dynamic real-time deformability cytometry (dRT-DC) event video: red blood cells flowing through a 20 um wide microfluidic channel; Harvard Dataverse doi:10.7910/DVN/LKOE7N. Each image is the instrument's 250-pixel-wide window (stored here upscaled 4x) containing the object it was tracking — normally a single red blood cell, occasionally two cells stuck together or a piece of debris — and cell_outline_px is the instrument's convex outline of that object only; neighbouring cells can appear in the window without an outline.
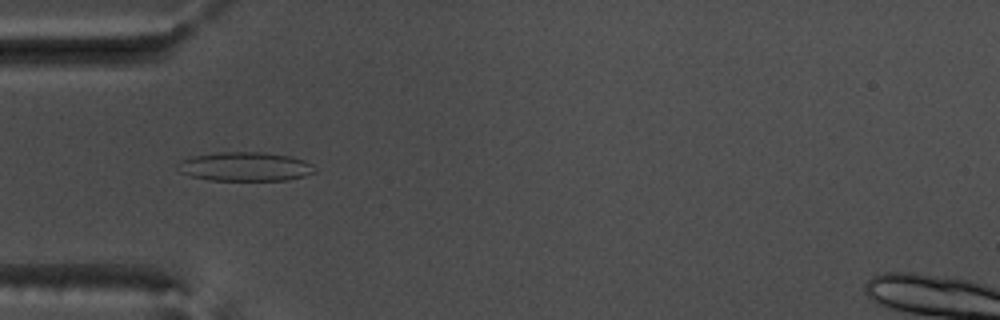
{"species": "common noctule bat (a hibernating species)", "species_latin": "Nyctalus noctula", "temperature_condition": "warm", "stored_images_in_passage": 48, "camera_frame_rate_fps": 3000, "um_per_image_px": 0.085, "animal": {"sex": "male", "body_mass_g": 17.5, "forearm_length_mm": 52.3}, "frame": {"image": 1, "passage_image": 11, "time_ms": 3.333, "image_size_px": [1000, 320], "cell_outline_px": [[316, 172], [304, 176], [288, 180], [208, 180], [192, 176], [180, 172], [176, 168], [176, 164], [180, 160], [188, 156], [216, 152], [264, 152], [288, 156], [304, 160], [312, 164]], "centroid_in_image_um": [20.78, 14.15], "position_along_channel_um": 64.2, "area_um2": 23.41}}
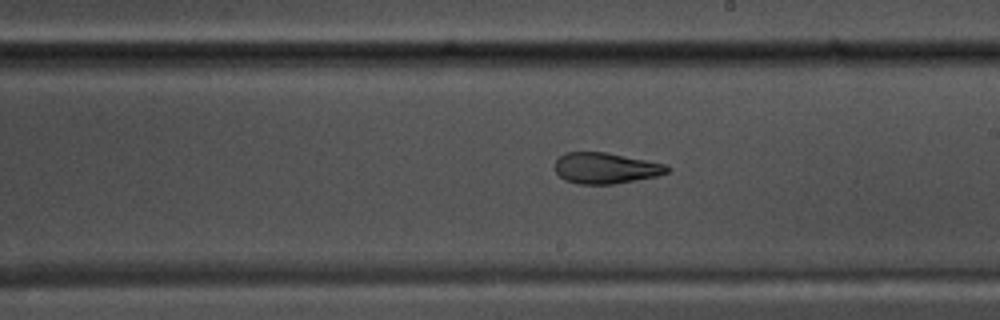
{"frame": {"image": 2, "passage_image": 25, "time_ms": 8.0, "image_size_px": [1000, 320], "cell_outline_px": [[672, 168], [668, 172], [656, 176], [636, 180], [612, 184], [580, 184], [564, 180], [552, 168], [556, 160], [564, 152], [608, 152], [668, 164]], "centroid_in_image_um": [51.48, 14.28], "position_along_channel_um": 237.5, "area_um2": 20.58}}
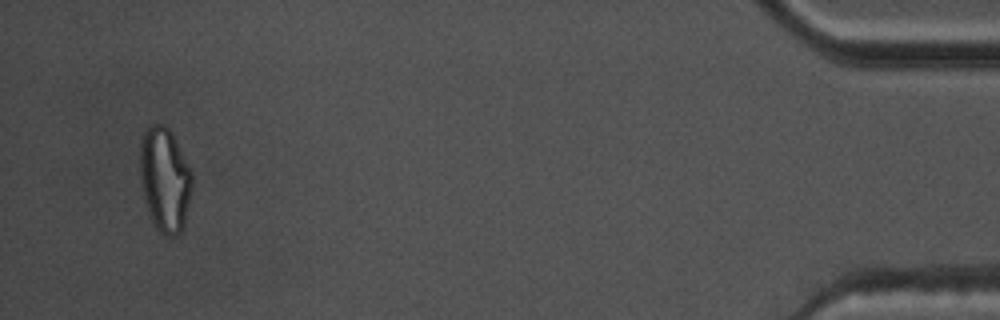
{"frame": {"image": 3, "passage_image": 46, "time_ms": 15.0, "image_size_px": [1000, 320], "cell_outline_px": [[192, 188], [184, 224], [180, 232], [176, 236], [164, 236], [156, 228], [152, 220], [144, 196], [140, 176], [140, 144], [144, 132], [152, 124], [164, 124], [172, 132], [192, 172]], "centroid_in_image_um": [14.02, 15.25], "position_along_channel_um": 421.2, "area_um2": 31.5}, "authors_computed_cell_mechanics": {"area_um2": 22.6865, "velocity_mm_per_s": 3.7475, "shape_relaxation_time_tau1_ms": null, "shape_relaxation_time_tau2_ms": 2.0504, "deformation_change_tau1": null, "deformation_change_tau2": 0.1009}}